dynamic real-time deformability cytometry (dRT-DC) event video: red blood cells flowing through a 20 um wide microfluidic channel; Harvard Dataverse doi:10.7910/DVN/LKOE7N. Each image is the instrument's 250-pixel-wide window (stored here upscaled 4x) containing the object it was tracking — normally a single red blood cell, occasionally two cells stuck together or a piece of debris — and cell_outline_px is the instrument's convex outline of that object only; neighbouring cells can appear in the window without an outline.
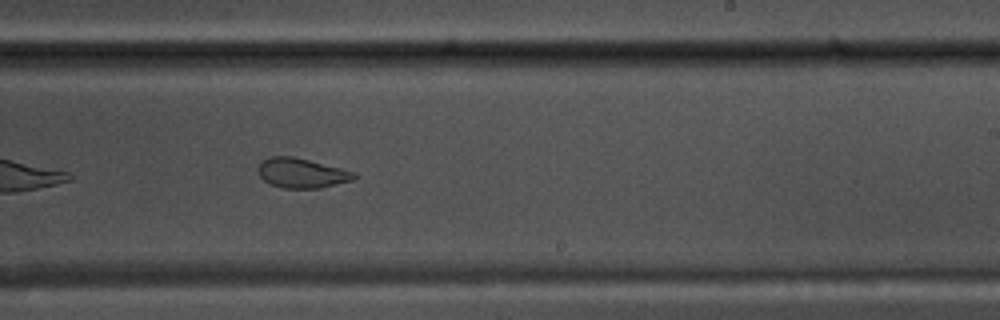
{"species": "common noctule bat (a hibernating species)", "species_latin": "Nyctalus noctula", "temperature_condition": "warm", "stored_images_in_passage": 40, "camera_frame_rate_fps": 3000, "um_per_image_px": 0.085, "animal": {"sex": "male", "body_mass_g": 17.5, "forearm_length_mm": 52.3}, "frame": {"image": 1, "passage_image": 18, "time_ms": 5.667, "image_size_px": [1000, 320], "cell_outline_px": [[360, 176], [352, 180], [320, 188], [284, 188], [268, 184], [260, 176], [256, 168], [264, 160], [272, 156], [292, 156], [356, 172]], "centroid_in_image_um": [25.65, 14.72], "position_along_channel_um": 263.4, "area_um2": 16.59}}
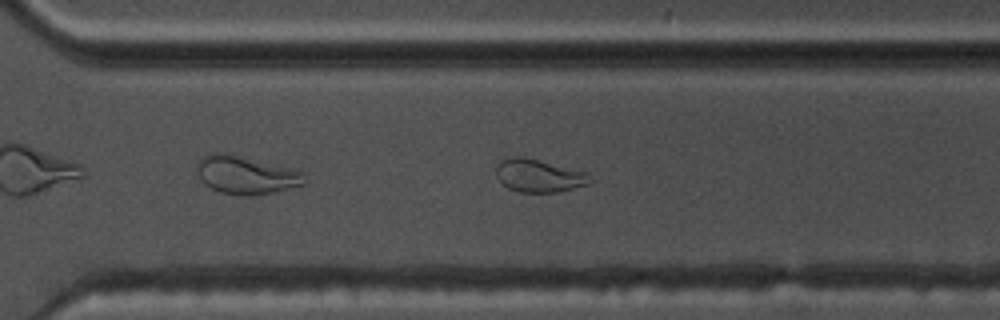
{"frame": {"image": 2, "passage_image": 23, "time_ms": 7.333, "image_size_px": [1000, 320], "cell_outline_px": [[592, 180], [588, 184], [556, 192], [520, 192], [508, 188], [496, 176], [496, 168], [500, 160], [512, 156], [520, 156], [584, 172]], "centroid_in_image_um": [45.73, 14.94], "position_along_channel_um": 324.9, "area_um2": 17.46}, "authors_computed_cell_mechanics": {"area_um2": 17.4267, "velocity_mm_per_s": 3.6964, "shape_relaxation_time_tau1_ms": null, "shape_relaxation_time_tau2_ms": 1.6417, "deformation_change_tau1": null, "deformation_change_tau2": 0.0708}}